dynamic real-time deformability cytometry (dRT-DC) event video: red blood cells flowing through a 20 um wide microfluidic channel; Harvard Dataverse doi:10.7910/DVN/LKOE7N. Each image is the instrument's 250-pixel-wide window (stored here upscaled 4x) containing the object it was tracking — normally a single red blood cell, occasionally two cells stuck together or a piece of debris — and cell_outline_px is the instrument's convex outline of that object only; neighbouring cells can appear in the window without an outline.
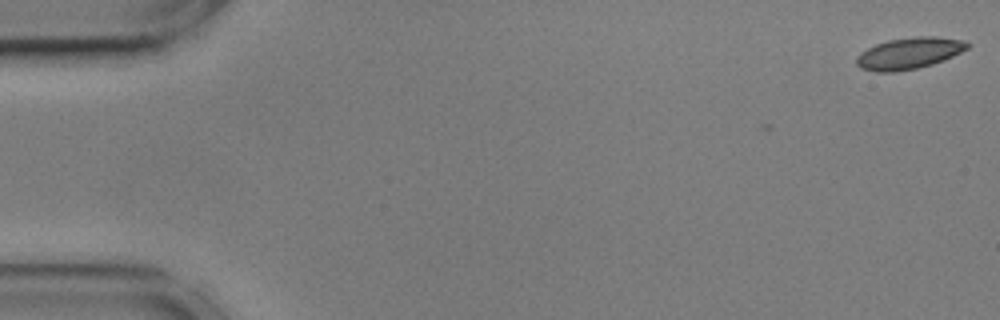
{"species": "common noctule bat (a hibernating species)", "species_latin": "Nyctalus noctula", "temperature_condition": "cold", "stored_images_in_passage": 5, "camera_frame_rate_fps": 3000, "um_per_image_px": 0.085, "animal": {"sex": "male", "body_mass_g": 17.9, "forearm_length_mm": 54.2}, "frame": {"image": 1, "passage_image": 1, "time_ms": 0.0, "image_size_px": [1000, 320], "cell_outline_px": [[972, 44], [968, 48], [944, 60], [932, 64], [916, 68], [896, 72], [876, 72], [860, 68], [856, 64], [856, 56], [860, 52], [876, 44], [888, 40], [916, 36], [932, 36], [964, 40]], "centroid_in_image_um": [77.26, 4.53], "position_along_channel_um": 7.7, "area_um2": 20.4}}